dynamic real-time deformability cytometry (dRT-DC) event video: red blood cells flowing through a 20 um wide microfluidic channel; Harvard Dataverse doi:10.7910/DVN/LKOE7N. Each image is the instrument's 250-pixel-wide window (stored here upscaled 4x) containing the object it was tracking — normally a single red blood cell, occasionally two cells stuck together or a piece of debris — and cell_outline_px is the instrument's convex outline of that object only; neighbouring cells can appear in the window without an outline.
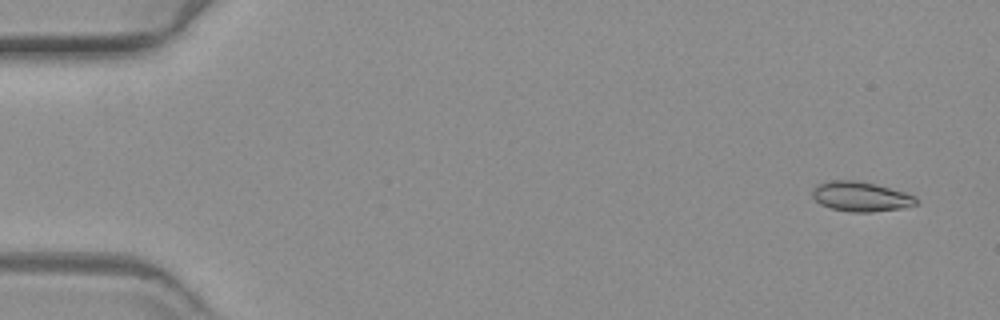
{"species": "common noctule bat (a hibernating species)", "species_latin": "Nyctalus noctula", "temperature_condition": "warm", "stored_images_in_passage": 60, "camera_frame_rate_fps": 3000, "um_per_image_px": 0.085, "animal": {"sex": "female", "body_mass_g": 19.3, "forearm_length_mm": 54.1}, "frame": {"image": 1, "passage_image": 4, "time_ms": 1.0, "image_size_px": [1000, 320], "cell_outline_px": [[916, 204], [896, 208], [864, 212], [856, 212], [832, 208], [816, 200], [812, 192], [816, 188], [824, 184], [872, 184], [900, 192], [912, 196], [916, 200]], "centroid_in_image_um": [73.21, 16.79], "position_along_channel_um": 11.8, "area_um2": 15.61}}
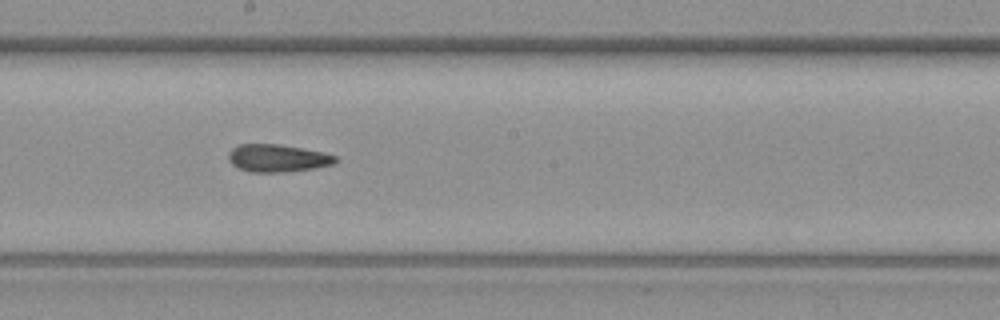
{"frame": {"image": 2, "passage_image": 34, "time_ms": 11.0, "image_size_px": [1000, 320], "cell_outline_px": [[336, 160], [332, 164], [312, 168], [272, 172], [256, 172], [240, 168], [232, 164], [228, 156], [232, 148], [240, 144], [276, 144], [300, 148], [320, 152], [336, 156]], "centroid_in_image_um": [23.54, 13.43], "position_along_channel_um": 224.7, "area_um2": 16.47}}
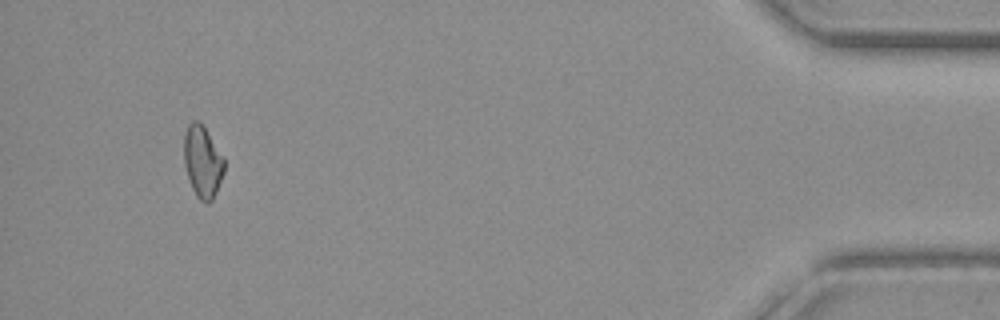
{"frame": {"image": 3, "passage_image": 57, "time_ms": 18.667, "image_size_px": [1000, 320], "cell_outline_px": [[224, 172], [212, 200], [208, 204], [200, 200], [196, 196], [192, 188], [184, 164], [184, 136], [188, 124], [196, 120], [204, 128], [224, 160]], "centroid_in_image_um": [17.19, 13.79], "position_along_channel_um": 418.0, "area_um2": 16.3}}